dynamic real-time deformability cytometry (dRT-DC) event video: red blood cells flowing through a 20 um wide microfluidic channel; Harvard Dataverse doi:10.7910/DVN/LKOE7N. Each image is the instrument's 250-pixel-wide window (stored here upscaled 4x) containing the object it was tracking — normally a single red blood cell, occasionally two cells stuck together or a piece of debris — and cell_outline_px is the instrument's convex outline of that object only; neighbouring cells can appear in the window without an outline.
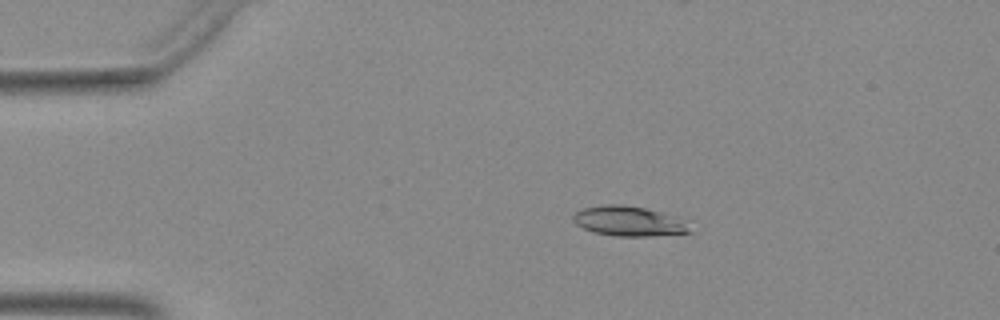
{"species": "Egyptian fruit bat (a non-hibernating species)", "species_latin": "Rousettus aegyptiacus", "temperature_condition": "warm", "stored_images_in_passage": 44, "camera_frame_rate_fps": 3000, "um_per_image_px": 0.085, "animal": {"sex": "female"}, "frame": {"image": 1, "passage_image": 3, "time_ms": 0.667, "image_size_px": [1000, 320], "cell_outline_px": [[696, 232], [648, 236], [616, 236], [596, 232], [584, 228], [576, 224], [572, 220], [572, 216], [576, 212], [584, 208], [604, 204], [620, 204], [644, 208], [668, 216]], "centroid_in_image_um": [53.32, 18.81], "position_along_channel_um": 31.7, "area_um2": 19.48}}
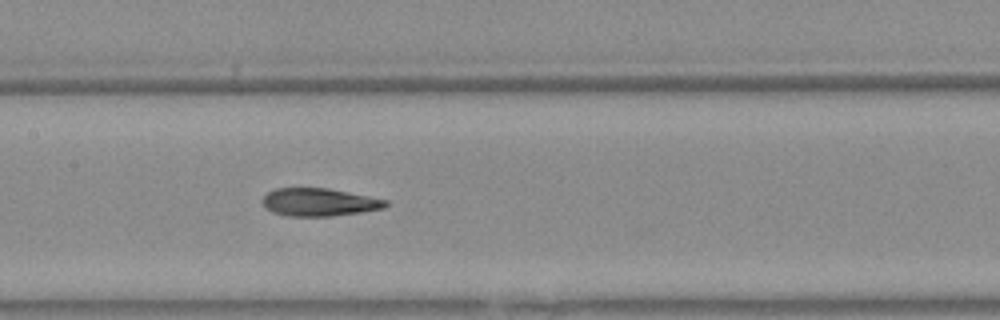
{"frame": {"image": 2, "passage_image": 18, "time_ms": 5.667, "image_size_px": [1000, 320], "cell_outline_px": [[388, 204], [384, 208], [360, 212], [332, 216], [288, 216], [272, 212], [260, 200], [268, 192], [276, 188], [328, 188], [388, 200]], "centroid_in_image_um": [27.12, 17.18], "position_along_channel_um": 180.3, "area_um2": 19.88}}
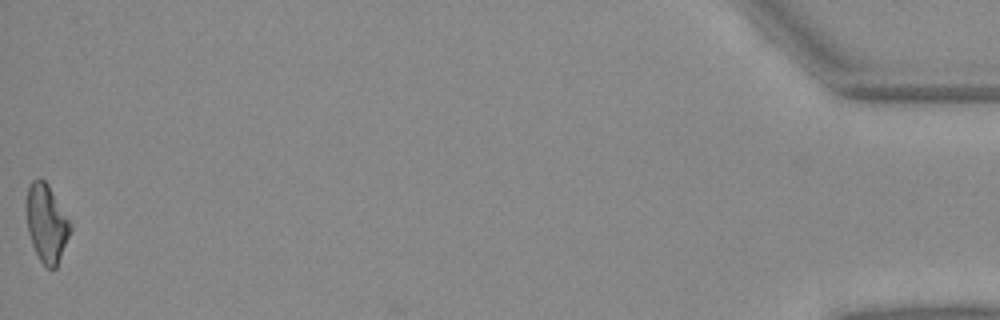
{"frame": {"image": 3, "passage_image": 44, "time_ms": 14.333, "image_size_px": [1000, 320], "cell_outline_px": [[72, 228], [56, 268], [48, 268], [40, 260], [32, 244], [28, 232], [28, 188], [32, 180], [40, 176], [48, 184], [72, 224]], "centroid_in_image_um": [3.99, 18.97], "position_along_channel_um": 431.2, "area_um2": 19.48}}